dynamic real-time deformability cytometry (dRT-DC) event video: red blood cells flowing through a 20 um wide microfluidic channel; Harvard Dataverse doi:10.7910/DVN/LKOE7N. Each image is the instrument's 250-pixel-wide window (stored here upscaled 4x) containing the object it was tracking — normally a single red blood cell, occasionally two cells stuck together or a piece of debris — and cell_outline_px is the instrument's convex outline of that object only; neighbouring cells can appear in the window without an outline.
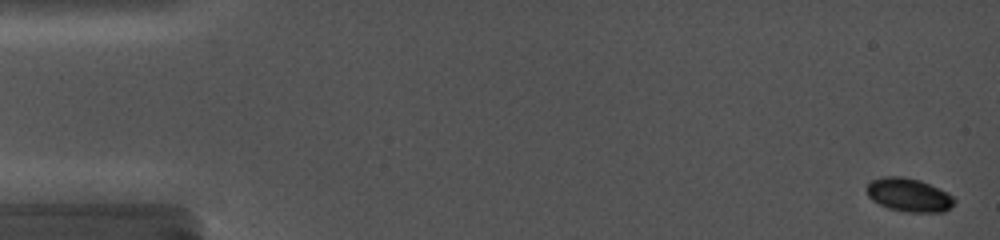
{"species": "common noctule bat (a hibernating species)", "species_latin": "Nyctalus noctula", "temperature_condition": "cold", "stored_images_in_passage": 38, "camera_frame_rate_fps": 5000, "um_per_image_px": 0.085, "animal": {"sex": "female", "body_mass_g": 19.0, "forearm_length_mm": 56.7}, "frame": {"image": 1, "passage_image": 1, "time_ms": 0.0, "image_size_px": [1000, 240], "cell_outline_px": [[956, 204], [944, 212], [908, 212], [888, 208], [872, 200], [868, 196], [864, 188], [872, 180], [884, 176], [900, 176], [920, 180], [948, 192], [956, 200]], "centroid_in_image_um": [77.26, 16.57], "position_along_channel_um": 7.7, "area_um2": 17.28}}
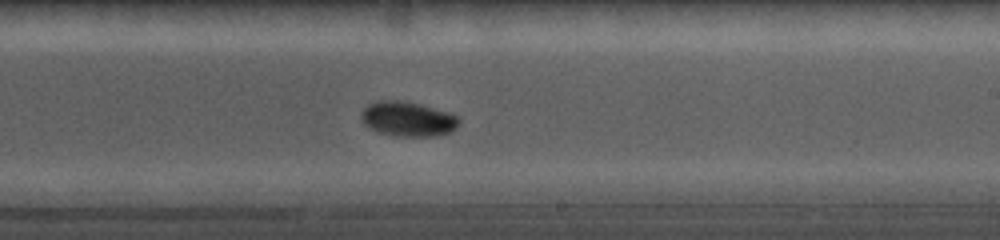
{"frame": {"image": 2, "passage_image": 24, "time_ms": 10.4, "image_size_px": [1000, 240], "cell_outline_px": [[460, 124], [456, 128], [448, 132], [436, 136], [396, 136], [376, 132], [368, 128], [360, 120], [360, 112], [368, 104], [380, 100], [404, 100], [420, 104], [448, 112], [456, 116], [460, 120]], "centroid_in_image_um": [34.61, 10.11], "position_along_channel_um": 254.4, "area_um2": 20.06}}
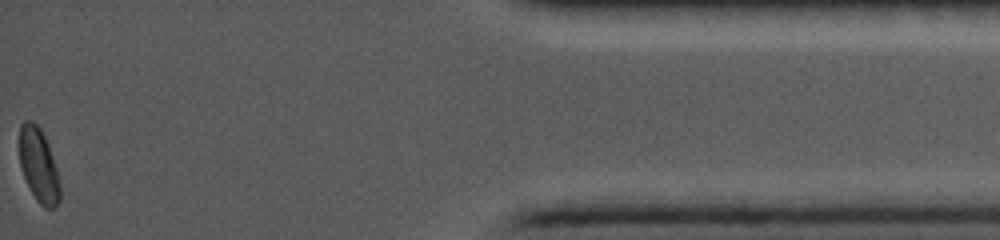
{"frame": {"image": 3, "passage_image": 38, "time_ms": 16.6, "image_size_px": [1000, 240], "cell_outline_px": [[60, 200], [56, 208], [44, 208], [36, 200], [20, 168], [20, 124], [24, 120], [32, 120], [40, 128], [48, 144], [56, 168], [60, 184]], "centroid_in_image_um": [3.3, 14.06], "position_along_channel_um": 431.9, "area_um2": 17.4}}